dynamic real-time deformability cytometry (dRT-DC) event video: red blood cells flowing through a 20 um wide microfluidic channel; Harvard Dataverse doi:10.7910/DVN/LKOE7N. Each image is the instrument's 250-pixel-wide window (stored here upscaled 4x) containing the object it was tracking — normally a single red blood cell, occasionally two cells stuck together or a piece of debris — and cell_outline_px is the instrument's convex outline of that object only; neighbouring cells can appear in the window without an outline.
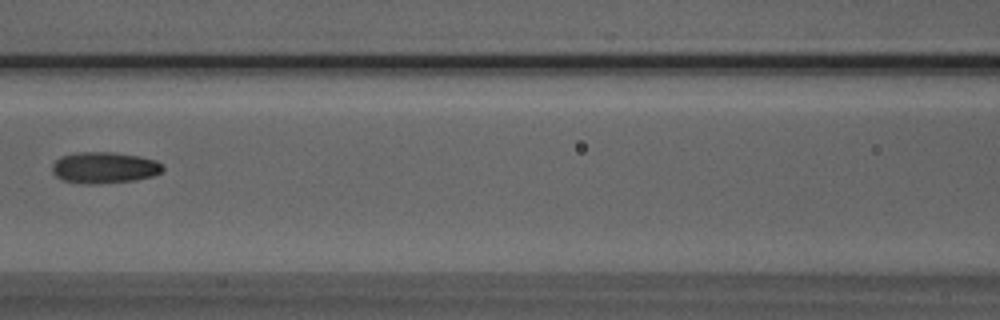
{"species": "Egyptian fruit bat (a non-hibernating species)", "species_latin": "Rousettus aegyptiacus", "temperature_condition": "room temperature", "stored_images_in_passage": 6, "camera_frame_rate_fps": 3000, "um_per_image_px": 0.085, "animal": {"sex": "male"}, "frame": {"image": 1, "passage_image": 5, "time_ms": 4.667, "image_size_px": [1000, 320], "cell_outline_px": [[164, 168], [160, 172], [152, 176], [136, 180], [100, 184], [84, 184], [60, 180], [52, 172], [52, 164], [60, 156], [76, 152], [112, 152], [140, 156], [156, 160], [164, 164]], "centroid_in_image_um": [8.85, 14.25], "position_along_channel_um": 157.7, "area_um2": 20.52}}
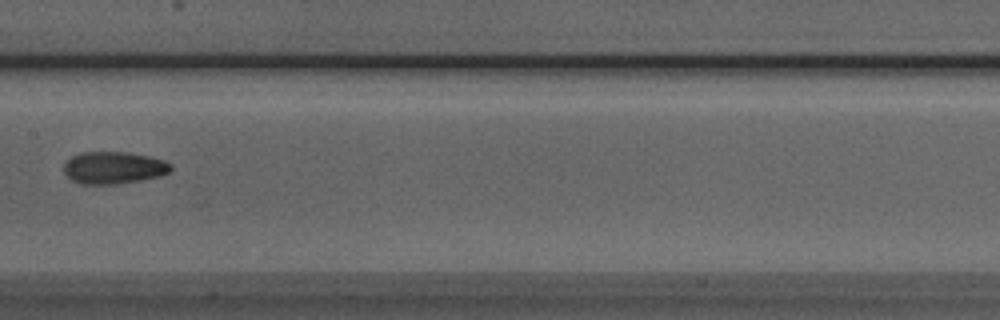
{"frame": {"image": 2, "passage_image": 6, "time_ms": 5.667, "image_size_px": [1000, 320], "cell_outline_px": [[172, 168], [168, 172], [160, 176], [140, 180], [116, 184], [80, 184], [72, 180], [64, 172], [64, 160], [80, 152], [128, 152], [148, 156], [164, 160], [172, 164]], "centroid_in_image_um": [9.64, 14.25], "position_along_channel_um": 197.8, "area_um2": 20.17}}